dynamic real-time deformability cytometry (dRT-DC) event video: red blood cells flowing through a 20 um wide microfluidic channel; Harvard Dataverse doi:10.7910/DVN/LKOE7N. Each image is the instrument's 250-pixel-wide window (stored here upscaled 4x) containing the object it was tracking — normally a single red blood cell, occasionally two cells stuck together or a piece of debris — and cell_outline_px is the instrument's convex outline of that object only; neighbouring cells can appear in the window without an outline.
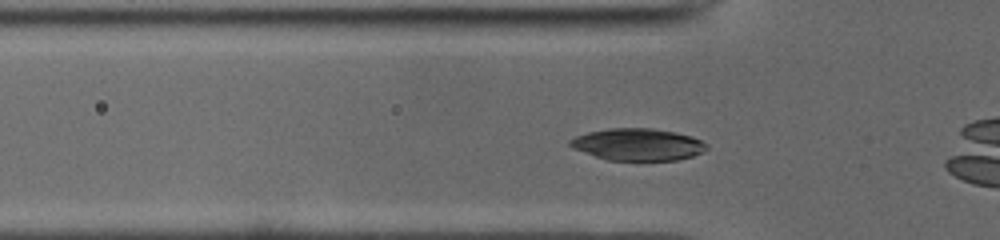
{"species": "common noctule bat (a hibernating species)", "species_latin": "Nyctalus noctula", "temperature_condition": "cold", "stored_images_in_passage": 44, "camera_frame_rate_fps": 3000, "um_per_image_px": 0.085, "animal": {"sex": "male", "body_mass_g": 19.0, "forearm_length_mm": 50.8}, "frame": {"image": 1, "passage_image": 8, "time_ms": 2.333, "image_size_px": [1000, 240], "cell_outline_px": [[708, 148], [704, 152], [692, 156], [676, 160], [608, 160], [572, 148], [568, 144], [568, 140], [576, 136], [588, 132], [608, 128], [652, 128], [676, 132], [692, 136], [708, 144]], "centroid_in_image_um": [54.23, 12.27], "position_along_channel_um": 71.6, "area_um2": 25.55}}
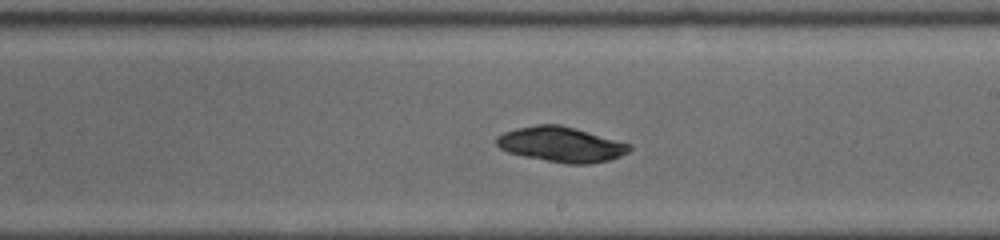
{"frame": {"image": 2, "passage_image": 21, "time_ms": 6.667, "image_size_px": [1000, 240], "cell_outline_px": [[632, 148], [628, 152], [620, 156], [608, 160], [592, 164], [568, 164], [524, 156], [508, 152], [500, 148], [496, 144], [496, 136], [504, 132], [516, 128], [536, 124], [560, 124], [632, 144]], "centroid_in_image_um": [47.7, 12.27], "position_along_channel_um": 241.3, "area_um2": 27.22}}
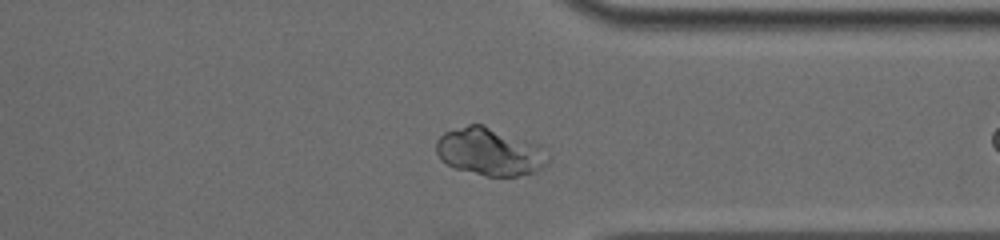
{"frame": {"image": 3, "passage_image": 31, "time_ms": 10.0, "image_size_px": [1000, 240], "cell_outline_px": [[552, 160], [548, 164], [536, 172], [516, 176], [484, 176], [452, 168], [440, 160], [436, 152], [436, 140], [444, 132], [468, 124], [484, 124], [540, 144], [552, 156]], "centroid_in_image_um": [41.68, 12.9], "position_along_channel_um": 369.7, "area_um2": 31.96}}